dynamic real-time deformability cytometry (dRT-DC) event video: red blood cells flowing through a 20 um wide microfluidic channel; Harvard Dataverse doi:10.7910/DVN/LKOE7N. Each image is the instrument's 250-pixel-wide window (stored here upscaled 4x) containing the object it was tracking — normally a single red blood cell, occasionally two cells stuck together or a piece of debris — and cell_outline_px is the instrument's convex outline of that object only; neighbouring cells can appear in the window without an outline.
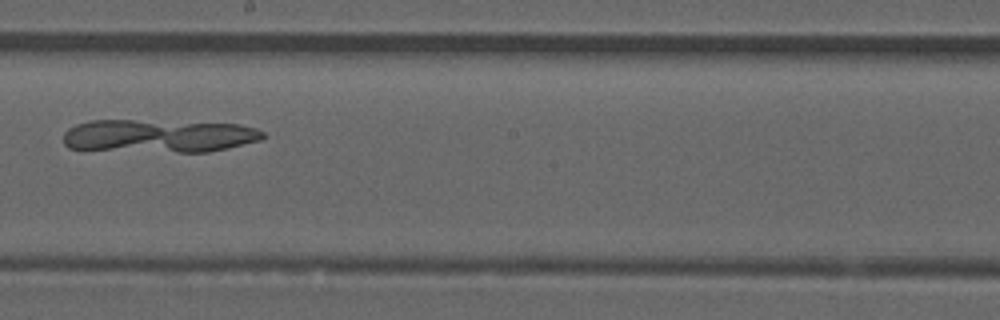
{"species": "common noctule bat (a hibernating species)", "species_latin": "Nyctalus noctula", "temperature_condition": "room temperature", "stored_images_in_passage": 42, "camera_frame_rate_fps": 3000, "um_per_image_px": 0.085, "animal": {"sex": "male", "forearm_length_mm": 52.5}, "frame": {"image": 1, "passage_image": 19, "time_ms": 6.0, "image_size_px": [1000, 320], "cell_outline_px": [[268, 136], [260, 140], [208, 152], [180, 152], [68, 148], [64, 144], [64, 132], [68, 128], [76, 124], [88, 120], [132, 120], [240, 124], [256, 128], [264, 132]], "centroid_in_image_um": [13.51, 11.54], "position_along_channel_um": 234.7, "area_um2": 38.26}}